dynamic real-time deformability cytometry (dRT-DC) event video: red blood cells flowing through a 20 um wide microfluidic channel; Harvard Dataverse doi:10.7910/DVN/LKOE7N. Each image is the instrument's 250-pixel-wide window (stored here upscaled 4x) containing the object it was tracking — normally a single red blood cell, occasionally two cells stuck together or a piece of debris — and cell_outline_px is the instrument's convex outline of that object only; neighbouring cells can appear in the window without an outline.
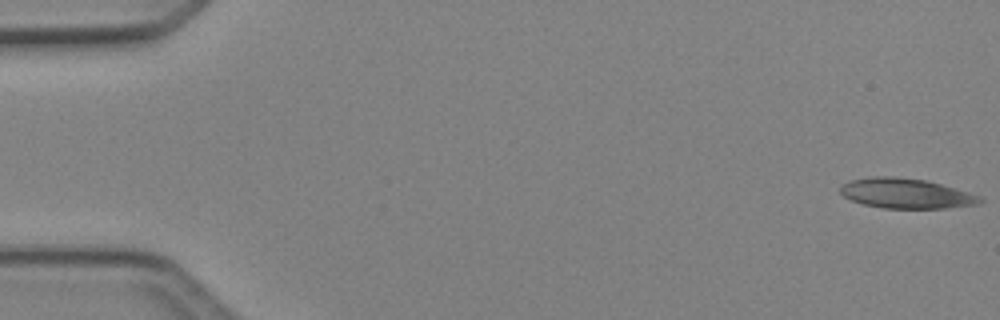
{"species": "Egyptian fruit bat (a non-hibernating species)", "species_latin": "Rousettus aegyptiacus", "temperature_condition": "cold", "stored_images_in_passage": 33, "camera_frame_rate_fps": 3000, "um_per_image_px": 0.085, "animal": {"sex": "female"}, "frame": {"image": 1, "passage_image": 1, "time_ms": 0.0, "image_size_px": [1000, 320], "cell_outline_px": [[984, 200], [976, 204], [944, 208], [884, 208], [864, 204], [852, 200], [844, 196], [840, 192], [840, 184], [848, 180], [872, 176], [896, 176], [924, 180], [940, 184], [968, 192], [980, 196]], "centroid_in_image_um": [76.95, 16.43], "position_along_channel_um": 8.0, "area_um2": 24.28}}
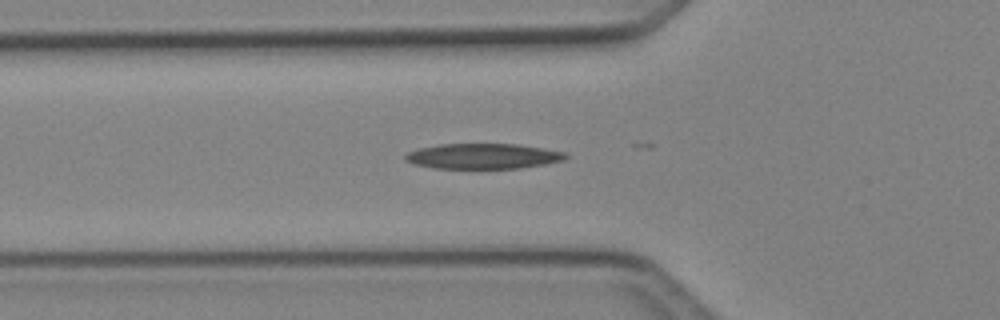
{"frame": {"image": 2, "passage_image": 17, "time_ms": 5.333, "image_size_px": [1000, 320], "cell_outline_px": [[568, 156], [564, 160], [544, 164], [520, 168], [436, 168], [416, 164], [404, 160], [404, 156], [408, 152], [416, 148], [436, 144], [516, 144], [544, 148], [568, 152]], "centroid_in_image_um": [41.06, 13.26], "position_along_channel_um": 84.7, "area_um2": 23.76}}
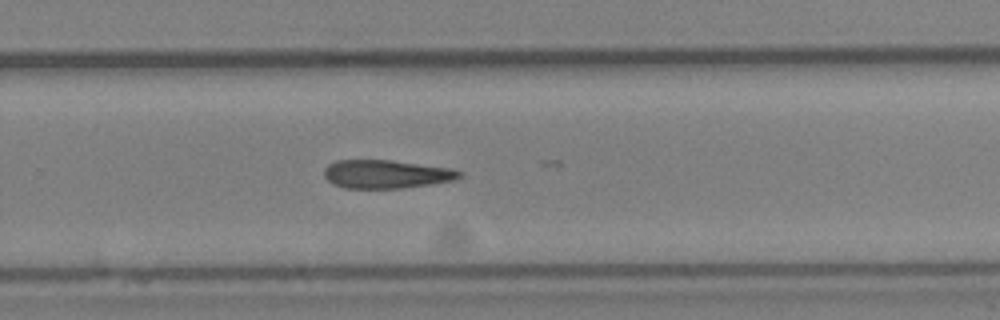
{"frame": {"image": 3, "passage_image": 32, "time_ms": 10.333, "image_size_px": [1000, 320], "cell_outline_px": [[460, 176], [452, 180], [432, 184], [400, 188], [344, 188], [332, 184], [324, 176], [324, 168], [328, 164], [336, 160], [392, 160], [452, 168], [460, 172]], "centroid_in_image_um": [32.78, 14.79], "position_along_channel_um": 297.0, "area_um2": 22.37}}